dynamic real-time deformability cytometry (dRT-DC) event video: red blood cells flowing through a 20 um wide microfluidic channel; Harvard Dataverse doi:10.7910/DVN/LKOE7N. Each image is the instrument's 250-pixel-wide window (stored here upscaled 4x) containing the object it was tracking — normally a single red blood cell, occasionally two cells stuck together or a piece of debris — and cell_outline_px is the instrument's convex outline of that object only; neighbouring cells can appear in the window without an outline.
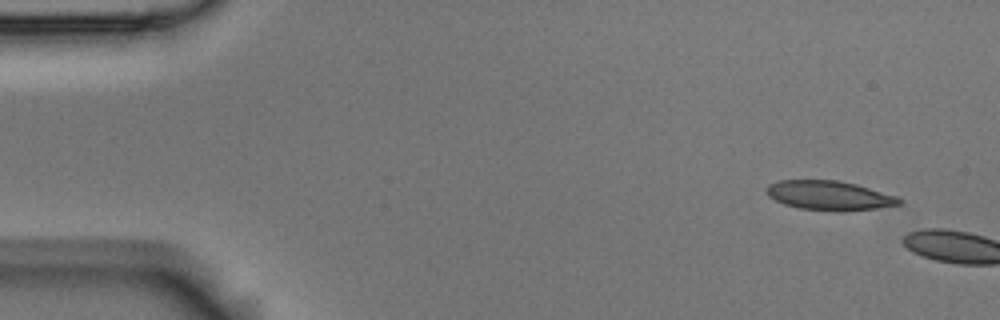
{"species": "Egyptian fruit bat (a non-hibernating species)", "species_latin": "Rousettus aegyptiacus", "temperature_condition": "room temperature", "stored_images_in_passage": 2, "camera_frame_rate_fps": 3000, "um_per_image_px": 0.085, "animal": {"sex": "male"}, "frame": {"image": 1, "passage_image": 1, "time_ms": 0.0, "image_size_px": [1000, 320], "cell_outline_px": [[900, 204], [872, 208], [800, 208], [784, 204], [768, 196], [764, 188], [768, 184], [780, 180], [836, 180], [856, 184], [896, 196], [900, 200]], "centroid_in_image_um": [70.38, 16.55], "position_along_channel_um": 14.6, "area_um2": 21.44}}